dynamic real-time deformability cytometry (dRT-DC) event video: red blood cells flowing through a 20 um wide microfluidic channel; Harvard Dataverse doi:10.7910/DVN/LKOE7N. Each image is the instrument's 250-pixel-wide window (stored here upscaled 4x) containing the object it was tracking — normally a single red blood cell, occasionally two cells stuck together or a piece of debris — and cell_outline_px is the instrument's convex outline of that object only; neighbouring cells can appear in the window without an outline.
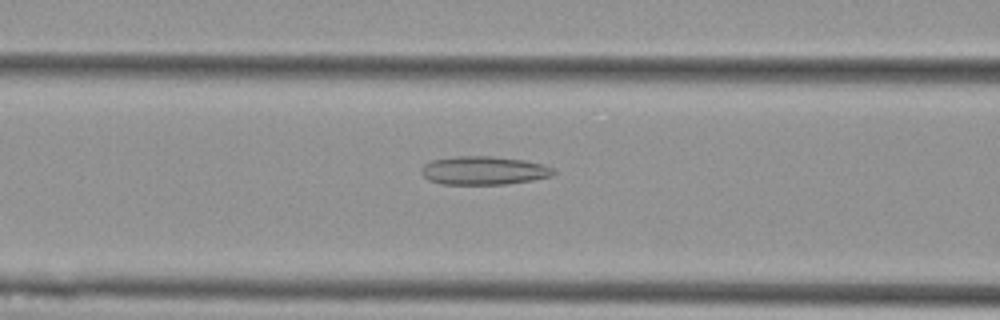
{"species": "Egyptian fruit bat (a non-hibernating species)", "species_latin": "Rousettus aegyptiacus", "temperature_condition": "cold", "stored_images_in_passage": 54, "camera_frame_rate_fps": 3000, "um_per_image_px": 0.085, "animal": {"sex": "female"}, "frame": {"image": 1, "passage_image": 22, "time_ms": 7.0, "image_size_px": [1000, 320], "cell_outline_px": [[556, 172], [552, 176], [532, 180], [508, 184], [440, 184], [428, 180], [420, 172], [420, 168], [424, 164], [432, 160], [456, 156], [492, 156], [524, 160], [544, 164], [556, 168]], "centroid_in_image_um": [41.14, 14.49], "position_along_channel_um": 125.5, "area_um2": 22.2}}
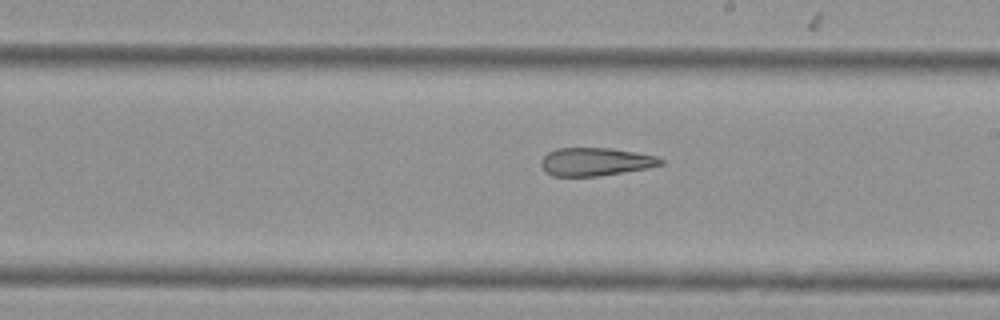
{"frame": {"image": 2, "passage_image": 31, "time_ms": 10.0, "image_size_px": [1000, 320], "cell_outline_px": [[664, 164], [648, 168], [600, 176], [552, 176], [544, 172], [540, 164], [540, 160], [548, 152], [556, 148], [612, 148], [636, 152], [656, 156], [664, 160]], "centroid_in_image_um": [50.6, 13.75], "position_along_channel_um": 238.4, "area_um2": 19.83}}
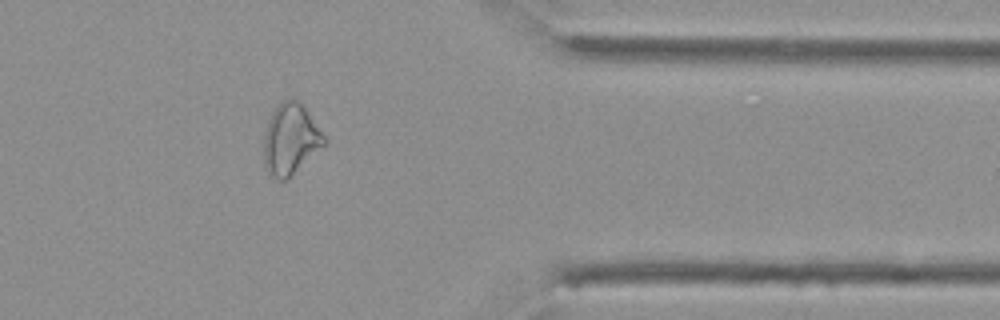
{"frame": {"image": 3, "passage_image": 44, "time_ms": 14.333, "image_size_px": [1000, 320], "cell_outline_px": [[328, 144], [288, 180], [276, 180], [268, 172], [264, 164], [264, 136], [268, 120], [272, 112], [284, 100], [292, 96], [300, 100], [328, 140]], "centroid_in_image_um": [24.74, 11.86], "position_along_channel_um": 386.7, "area_um2": 25.61}, "authors_computed_cell_mechanics": {"area_um2": 25.8655, "velocity_mm_per_s": 3.7812, "shape_relaxation_time_tau1_ms": null, "shape_relaxation_time_tau2_ms": 6.1894, "deformation_change_tau1": null, "deformation_change_tau2": 0.1875}}